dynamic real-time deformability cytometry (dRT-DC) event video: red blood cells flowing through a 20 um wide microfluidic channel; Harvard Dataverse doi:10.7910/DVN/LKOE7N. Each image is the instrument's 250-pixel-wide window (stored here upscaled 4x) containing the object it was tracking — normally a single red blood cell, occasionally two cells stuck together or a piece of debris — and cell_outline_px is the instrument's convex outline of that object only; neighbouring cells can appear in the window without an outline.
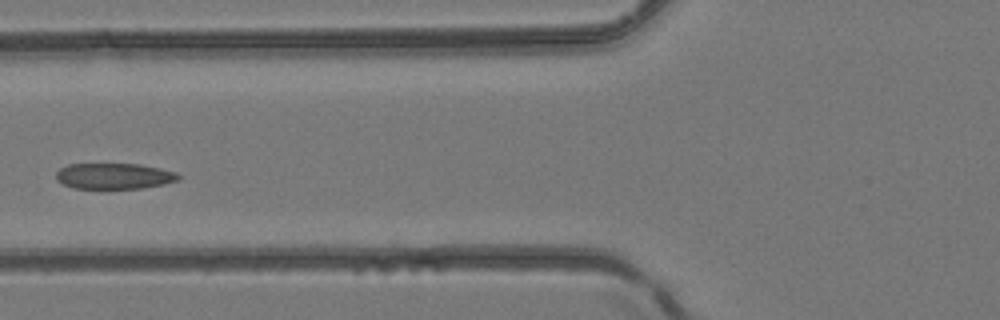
{"species": "common noctule bat (a hibernating species)", "species_latin": "Nyctalus noctula", "temperature_condition": "room temperature", "stored_images_in_passage": 3, "camera_frame_rate_fps": 3000, "um_per_image_px": 0.085, "animal": {"sex": "female", "body_mass_g": 24.6, "forearm_length_mm": 56.2}, "frame": {"image": 1, "passage_image": 3, "time_ms": 0.667, "image_size_px": [1000, 320], "cell_outline_px": [[180, 180], [164, 184], [140, 188], [72, 188], [56, 180], [56, 172], [60, 168], [68, 164], [140, 164], [160, 168], [176, 172], [180, 176]], "centroid_in_image_um": [9.7, 14.96], "position_along_channel_um": 116.1, "area_um2": 18.44}}